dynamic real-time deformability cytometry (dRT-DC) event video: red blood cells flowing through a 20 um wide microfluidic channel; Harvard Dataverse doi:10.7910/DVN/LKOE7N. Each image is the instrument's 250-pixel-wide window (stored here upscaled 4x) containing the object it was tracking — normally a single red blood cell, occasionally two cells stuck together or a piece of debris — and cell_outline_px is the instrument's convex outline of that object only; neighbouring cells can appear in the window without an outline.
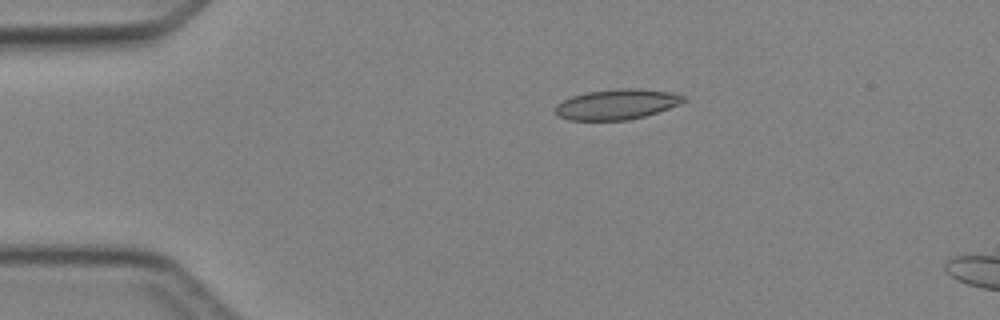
{"species": "Egyptian fruit bat (a non-hibernating species)", "species_latin": "Rousettus aegyptiacus", "temperature_condition": "cold", "stored_images_in_passage": 4, "camera_frame_rate_fps": 3000, "um_per_image_px": 0.085, "animal": {"sex": "female"}, "frame": {"image": 1, "passage_image": 3, "time_ms": 2.333, "image_size_px": [1000, 320], "cell_outline_px": [[688, 100], [680, 104], [644, 116], [628, 120], [568, 120], [560, 116], [556, 112], [556, 104], [572, 96], [584, 92], [616, 88], [640, 88], [668, 92], [684, 96]], "centroid_in_image_um": [52.43, 8.85], "position_along_channel_um": 32.6, "area_um2": 22.6}}